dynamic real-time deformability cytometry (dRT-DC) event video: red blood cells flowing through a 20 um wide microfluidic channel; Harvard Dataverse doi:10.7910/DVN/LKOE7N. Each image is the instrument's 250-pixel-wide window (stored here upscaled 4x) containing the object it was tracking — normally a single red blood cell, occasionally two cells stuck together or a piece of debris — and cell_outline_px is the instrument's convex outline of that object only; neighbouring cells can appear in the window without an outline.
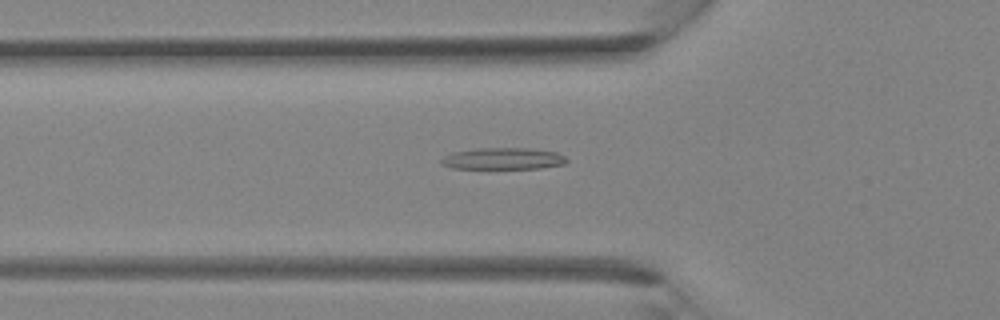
{"species": "Egyptian fruit bat (a non-hibernating species)", "species_latin": "Rousettus aegyptiacus", "temperature_condition": "room temperature", "stored_images_in_passage": 27, "camera_frame_rate_fps": 3000, "um_per_image_px": 0.085, "animal": {"sex": "female"}, "frame": {"image": 1, "passage_image": 3, "time_ms": 0.667, "image_size_px": [1000, 320], "cell_outline_px": [[568, 160], [564, 164], [540, 168], [452, 168], [440, 164], [440, 160], [444, 156], [452, 152], [476, 148], [528, 148], [556, 152], [564, 156]], "centroid_in_image_um": [42.73, 13.48], "position_along_channel_um": 83.1, "area_um2": 15.78}}
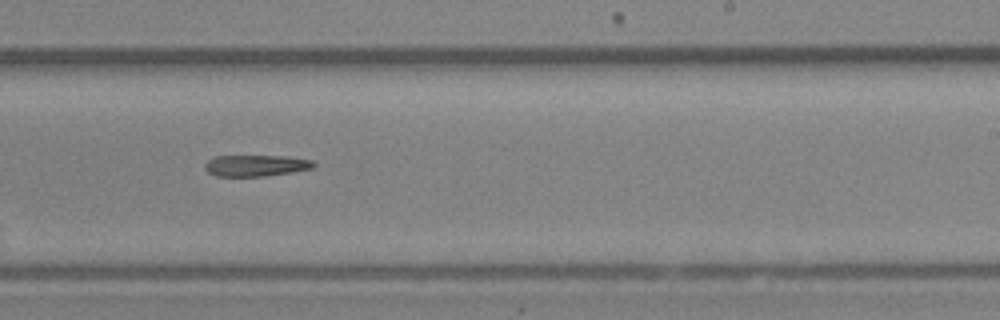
{"frame": {"image": 2, "passage_image": 13, "time_ms": 4.0, "image_size_px": [1000, 320], "cell_outline_px": [[316, 164], [312, 168], [264, 176], [216, 176], [208, 172], [204, 168], [204, 164], [208, 160], [216, 156], [284, 156], [312, 160]], "centroid_in_image_um": [21.71, 14.07], "position_along_channel_um": 267.3, "area_um2": 13.35}}
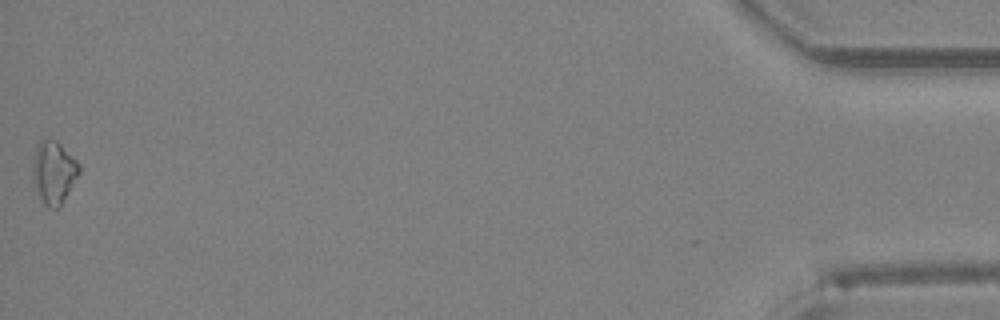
{"frame": {"image": 3, "passage_image": 27, "time_ms": 8.667, "image_size_px": [1000, 320], "cell_outline_px": [[80, 172], [60, 208], [48, 208], [40, 196], [32, 180], [32, 168], [36, 148], [40, 140], [56, 140], [80, 164]], "centroid_in_image_um": [4.58, 14.67], "position_along_channel_um": 430.6, "area_um2": 16.76}}